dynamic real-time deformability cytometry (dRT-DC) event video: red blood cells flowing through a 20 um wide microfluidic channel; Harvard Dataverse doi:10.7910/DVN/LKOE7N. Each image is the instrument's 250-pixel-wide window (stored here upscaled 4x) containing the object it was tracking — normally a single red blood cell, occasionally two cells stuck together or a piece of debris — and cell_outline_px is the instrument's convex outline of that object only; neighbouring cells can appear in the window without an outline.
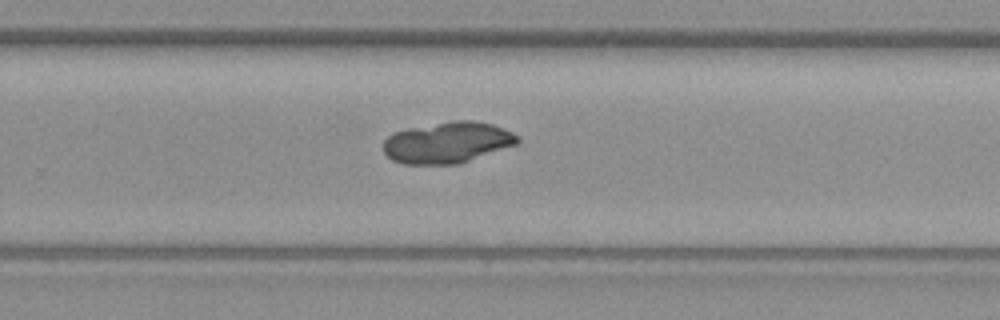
{"species": "common noctule bat (a hibernating species)", "species_latin": "Nyctalus noctula", "temperature_condition": "warm", "stored_images_in_passage": 38, "camera_frame_rate_fps": 3000, "um_per_image_px": 0.085, "animal": {"sex": "female", "body_mass_g": 19.3, "forearm_length_mm": 54.1}, "frame": {"image": 1, "passage_image": 29, "time_ms": 9.333, "image_size_px": [1000, 320], "cell_outline_px": [[520, 140], [516, 144], [460, 164], [400, 164], [392, 160], [384, 152], [384, 140], [392, 132], [408, 128], [452, 120], [476, 120], [492, 124], [512, 132]], "centroid_in_image_um": [38.0, 12.11], "position_along_channel_um": 291.8, "area_um2": 32.31}}
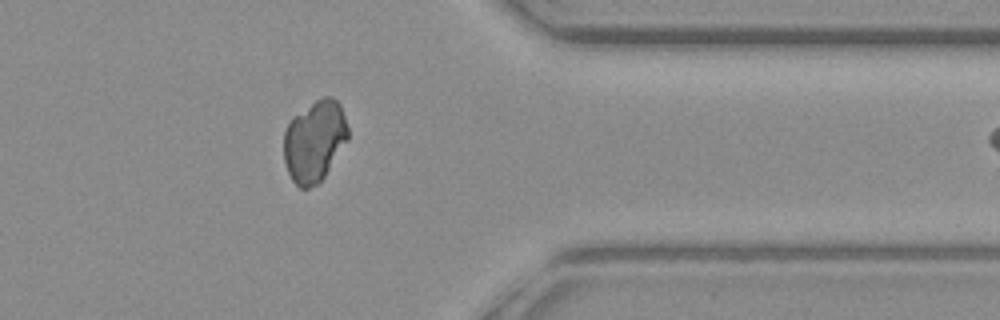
{"frame": {"image": 2, "passage_image": 37, "time_ms": 12.0, "image_size_px": [1000, 320], "cell_outline_px": [[348, 140], [320, 184], [308, 188], [300, 188], [292, 180], [288, 172], [284, 160], [284, 132], [288, 124], [296, 116], [316, 100], [324, 96], [332, 96], [340, 104], [348, 128]], "centroid_in_image_um": [26.75, 12.03], "position_along_channel_um": 384.6, "area_um2": 30.35}}